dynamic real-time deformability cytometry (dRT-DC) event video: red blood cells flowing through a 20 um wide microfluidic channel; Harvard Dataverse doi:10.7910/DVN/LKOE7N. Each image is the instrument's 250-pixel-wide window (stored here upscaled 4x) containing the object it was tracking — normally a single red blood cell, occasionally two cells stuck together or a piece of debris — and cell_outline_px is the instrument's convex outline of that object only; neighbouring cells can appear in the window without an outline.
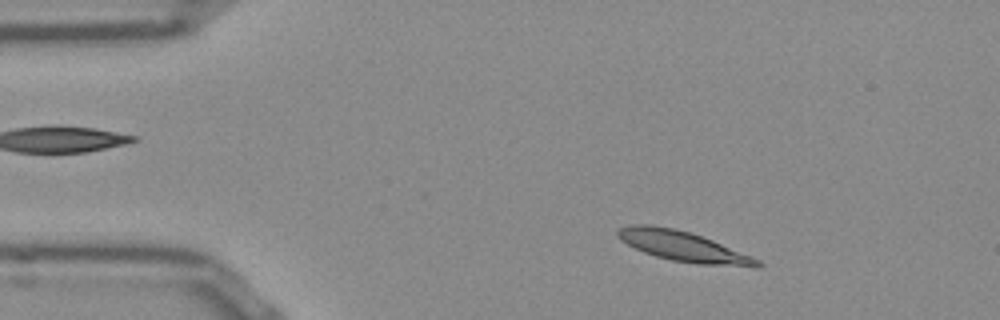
{"species": "Egyptian fruit bat (a non-hibernating species)", "species_latin": "Rousettus aegyptiacus", "temperature_condition": "room temperature", "stored_images_in_passage": 12, "camera_frame_rate_fps": 3000, "um_per_image_px": 0.085, "frame": {"image": 1, "passage_image": 4, "time_ms": 1.0, "image_size_px": [1000, 320], "cell_outline_px": [[764, 264], [696, 264], [672, 260], [656, 256], [644, 252], [620, 240], [616, 236], [616, 232], [620, 228], [632, 224], [652, 224], [672, 228], [688, 232], [712, 240], [760, 260]], "centroid_in_image_um": [57.88, 20.89], "position_along_channel_um": 27.1, "area_um2": 23.47}}